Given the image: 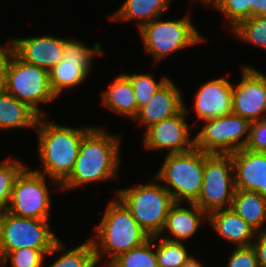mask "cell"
<instances>
[{"label":"cell","mask_w":266,"mask_h":267,"mask_svg":"<svg viewBox=\"0 0 266 267\" xmlns=\"http://www.w3.org/2000/svg\"><path fill=\"white\" fill-rule=\"evenodd\" d=\"M254 239L252 246L257 256L258 265L259 267H266V229L257 231Z\"/></svg>","instance_id":"obj_36"},{"label":"cell","mask_w":266,"mask_h":267,"mask_svg":"<svg viewBox=\"0 0 266 267\" xmlns=\"http://www.w3.org/2000/svg\"><path fill=\"white\" fill-rule=\"evenodd\" d=\"M234 37L266 50V17H250L231 29Z\"/></svg>","instance_id":"obj_28"},{"label":"cell","mask_w":266,"mask_h":267,"mask_svg":"<svg viewBox=\"0 0 266 267\" xmlns=\"http://www.w3.org/2000/svg\"><path fill=\"white\" fill-rule=\"evenodd\" d=\"M205 125L194 137V147L209 154H231L246 147L250 121L240 115L204 120Z\"/></svg>","instance_id":"obj_10"},{"label":"cell","mask_w":266,"mask_h":267,"mask_svg":"<svg viewBox=\"0 0 266 267\" xmlns=\"http://www.w3.org/2000/svg\"><path fill=\"white\" fill-rule=\"evenodd\" d=\"M95 228L96 237L89 239L94 246L97 264L102 262L103 256L109 255L101 266H107L118 255L141 246L151 238L116 196L107 203L104 215Z\"/></svg>","instance_id":"obj_3"},{"label":"cell","mask_w":266,"mask_h":267,"mask_svg":"<svg viewBox=\"0 0 266 267\" xmlns=\"http://www.w3.org/2000/svg\"><path fill=\"white\" fill-rule=\"evenodd\" d=\"M207 222L221 238L236 247L251 246L257 232L231 208L209 213Z\"/></svg>","instance_id":"obj_20"},{"label":"cell","mask_w":266,"mask_h":267,"mask_svg":"<svg viewBox=\"0 0 266 267\" xmlns=\"http://www.w3.org/2000/svg\"><path fill=\"white\" fill-rule=\"evenodd\" d=\"M144 50L160 62L176 51L202 43L204 38L192 23L190 14L177 20H161V17L145 24L139 31Z\"/></svg>","instance_id":"obj_6"},{"label":"cell","mask_w":266,"mask_h":267,"mask_svg":"<svg viewBox=\"0 0 266 267\" xmlns=\"http://www.w3.org/2000/svg\"><path fill=\"white\" fill-rule=\"evenodd\" d=\"M8 43L21 60L47 71L62 60L64 38L48 34L29 38H10Z\"/></svg>","instance_id":"obj_15"},{"label":"cell","mask_w":266,"mask_h":267,"mask_svg":"<svg viewBox=\"0 0 266 267\" xmlns=\"http://www.w3.org/2000/svg\"><path fill=\"white\" fill-rule=\"evenodd\" d=\"M101 100L104 107L123 117L133 120L138 114L134 90L126 74L116 76L111 85L102 92Z\"/></svg>","instance_id":"obj_21"},{"label":"cell","mask_w":266,"mask_h":267,"mask_svg":"<svg viewBox=\"0 0 266 267\" xmlns=\"http://www.w3.org/2000/svg\"><path fill=\"white\" fill-rule=\"evenodd\" d=\"M235 190L231 155L205 153L202 189L194 203L207 215L228 209L232 206Z\"/></svg>","instance_id":"obj_9"},{"label":"cell","mask_w":266,"mask_h":267,"mask_svg":"<svg viewBox=\"0 0 266 267\" xmlns=\"http://www.w3.org/2000/svg\"><path fill=\"white\" fill-rule=\"evenodd\" d=\"M227 267H259L253 246L236 247L228 257Z\"/></svg>","instance_id":"obj_33"},{"label":"cell","mask_w":266,"mask_h":267,"mask_svg":"<svg viewBox=\"0 0 266 267\" xmlns=\"http://www.w3.org/2000/svg\"><path fill=\"white\" fill-rule=\"evenodd\" d=\"M7 210L0 208V231L2 227V221Z\"/></svg>","instance_id":"obj_40"},{"label":"cell","mask_w":266,"mask_h":267,"mask_svg":"<svg viewBox=\"0 0 266 267\" xmlns=\"http://www.w3.org/2000/svg\"><path fill=\"white\" fill-rule=\"evenodd\" d=\"M170 78L160 87L150 101L142 106L137 116L138 121L145 129L150 125L170 118L184 108V99L179 87Z\"/></svg>","instance_id":"obj_18"},{"label":"cell","mask_w":266,"mask_h":267,"mask_svg":"<svg viewBox=\"0 0 266 267\" xmlns=\"http://www.w3.org/2000/svg\"><path fill=\"white\" fill-rule=\"evenodd\" d=\"M231 209L254 230L266 229V200L259 193L235 190Z\"/></svg>","instance_id":"obj_24"},{"label":"cell","mask_w":266,"mask_h":267,"mask_svg":"<svg viewBox=\"0 0 266 267\" xmlns=\"http://www.w3.org/2000/svg\"><path fill=\"white\" fill-rule=\"evenodd\" d=\"M245 148L266 153V119L250 123L249 139Z\"/></svg>","instance_id":"obj_34"},{"label":"cell","mask_w":266,"mask_h":267,"mask_svg":"<svg viewBox=\"0 0 266 267\" xmlns=\"http://www.w3.org/2000/svg\"><path fill=\"white\" fill-rule=\"evenodd\" d=\"M266 17V0H256V17Z\"/></svg>","instance_id":"obj_37"},{"label":"cell","mask_w":266,"mask_h":267,"mask_svg":"<svg viewBox=\"0 0 266 267\" xmlns=\"http://www.w3.org/2000/svg\"><path fill=\"white\" fill-rule=\"evenodd\" d=\"M48 220L19 217L6 211L0 231V261L21 248L51 250L59 238Z\"/></svg>","instance_id":"obj_11"},{"label":"cell","mask_w":266,"mask_h":267,"mask_svg":"<svg viewBox=\"0 0 266 267\" xmlns=\"http://www.w3.org/2000/svg\"><path fill=\"white\" fill-rule=\"evenodd\" d=\"M201 261L191 256L182 267H204Z\"/></svg>","instance_id":"obj_38"},{"label":"cell","mask_w":266,"mask_h":267,"mask_svg":"<svg viewBox=\"0 0 266 267\" xmlns=\"http://www.w3.org/2000/svg\"><path fill=\"white\" fill-rule=\"evenodd\" d=\"M41 116L28 104L19 101L7 91L0 93V130L13 128L36 129Z\"/></svg>","instance_id":"obj_22"},{"label":"cell","mask_w":266,"mask_h":267,"mask_svg":"<svg viewBox=\"0 0 266 267\" xmlns=\"http://www.w3.org/2000/svg\"><path fill=\"white\" fill-rule=\"evenodd\" d=\"M65 246L60 239L54 244L46 256L53 255V253H61L49 267H96L98 265L95 258L94 246L90 239L70 250L67 249L66 252Z\"/></svg>","instance_id":"obj_25"},{"label":"cell","mask_w":266,"mask_h":267,"mask_svg":"<svg viewBox=\"0 0 266 267\" xmlns=\"http://www.w3.org/2000/svg\"><path fill=\"white\" fill-rule=\"evenodd\" d=\"M187 105L176 115L154 123L144 129L143 145L145 149L156 151L168 150L167 154L183 153L194 148V136L190 137L186 122ZM191 139V140H190Z\"/></svg>","instance_id":"obj_13"},{"label":"cell","mask_w":266,"mask_h":267,"mask_svg":"<svg viewBox=\"0 0 266 267\" xmlns=\"http://www.w3.org/2000/svg\"><path fill=\"white\" fill-rule=\"evenodd\" d=\"M107 267H158L155 255V236L141 246L118 255Z\"/></svg>","instance_id":"obj_26"},{"label":"cell","mask_w":266,"mask_h":267,"mask_svg":"<svg viewBox=\"0 0 266 267\" xmlns=\"http://www.w3.org/2000/svg\"><path fill=\"white\" fill-rule=\"evenodd\" d=\"M120 138L118 134L112 135L93 126L83 136L73 170L60 184L61 190L116 178L121 164Z\"/></svg>","instance_id":"obj_1"},{"label":"cell","mask_w":266,"mask_h":267,"mask_svg":"<svg viewBox=\"0 0 266 267\" xmlns=\"http://www.w3.org/2000/svg\"><path fill=\"white\" fill-rule=\"evenodd\" d=\"M154 177L171 194L174 202L194 203L202 189L205 152L195 147L187 152L166 154Z\"/></svg>","instance_id":"obj_5"},{"label":"cell","mask_w":266,"mask_h":267,"mask_svg":"<svg viewBox=\"0 0 266 267\" xmlns=\"http://www.w3.org/2000/svg\"><path fill=\"white\" fill-rule=\"evenodd\" d=\"M172 0H125L117 11L109 16L111 21H138L140 30L145 24L161 17L169 9Z\"/></svg>","instance_id":"obj_23"},{"label":"cell","mask_w":266,"mask_h":267,"mask_svg":"<svg viewBox=\"0 0 266 267\" xmlns=\"http://www.w3.org/2000/svg\"><path fill=\"white\" fill-rule=\"evenodd\" d=\"M126 75L131 81L138 111L142 106H144L150 101V99L155 95L157 90L162 87L169 79L167 76H163L160 78L159 81H156L154 80L155 78H153V76L149 73H135L131 75L126 73Z\"/></svg>","instance_id":"obj_30"},{"label":"cell","mask_w":266,"mask_h":267,"mask_svg":"<svg viewBox=\"0 0 266 267\" xmlns=\"http://www.w3.org/2000/svg\"><path fill=\"white\" fill-rule=\"evenodd\" d=\"M100 42L88 47L80 40L64 38L62 60L49 70V82L52 92L58 97L63 90L80 85L90 74L95 56H102ZM88 75V76H87Z\"/></svg>","instance_id":"obj_12"},{"label":"cell","mask_w":266,"mask_h":267,"mask_svg":"<svg viewBox=\"0 0 266 267\" xmlns=\"http://www.w3.org/2000/svg\"><path fill=\"white\" fill-rule=\"evenodd\" d=\"M196 1V0H194ZM201 1L200 3H203L204 5H210L213 6V4L217 1V0H199Z\"/></svg>","instance_id":"obj_39"},{"label":"cell","mask_w":266,"mask_h":267,"mask_svg":"<svg viewBox=\"0 0 266 267\" xmlns=\"http://www.w3.org/2000/svg\"><path fill=\"white\" fill-rule=\"evenodd\" d=\"M47 178L26 165L14 181L7 211L19 217L49 220L52 201L48 187L52 184L60 190L61 186L53 179L48 184Z\"/></svg>","instance_id":"obj_7"},{"label":"cell","mask_w":266,"mask_h":267,"mask_svg":"<svg viewBox=\"0 0 266 267\" xmlns=\"http://www.w3.org/2000/svg\"><path fill=\"white\" fill-rule=\"evenodd\" d=\"M6 91L28 104L40 116H46V113L39 105L56 99L50 87L49 71L21 60L13 52L11 45Z\"/></svg>","instance_id":"obj_8"},{"label":"cell","mask_w":266,"mask_h":267,"mask_svg":"<svg viewBox=\"0 0 266 267\" xmlns=\"http://www.w3.org/2000/svg\"><path fill=\"white\" fill-rule=\"evenodd\" d=\"M230 155L235 189L257 192L266 200V153L243 148Z\"/></svg>","instance_id":"obj_16"},{"label":"cell","mask_w":266,"mask_h":267,"mask_svg":"<svg viewBox=\"0 0 266 267\" xmlns=\"http://www.w3.org/2000/svg\"><path fill=\"white\" fill-rule=\"evenodd\" d=\"M212 7L224 14L231 29L245 19L256 17V0H217Z\"/></svg>","instance_id":"obj_29"},{"label":"cell","mask_w":266,"mask_h":267,"mask_svg":"<svg viewBox=\"0 0 266 267\" xmlns=\"http://www.w3.org/2000/svg\"><path fill=\"white\" fill-rule=\"evenodd\" d=\"M194 108L198 120L232 113V83L225 77L205 82L196 92Z\"/></svg>","instance_id":"obj_17"},{"label":"cell","mask_w":266,"mask_h":267,"mask_svg":"<svg viewBox=\"0 0 266 267\" xmlns=\"http://www.w3.org/2000/svg\"><path fill=\"white\" fill-rule=\"evenodd\" d=\"M152 180L113 191L150 237L161 233L169 209L175 203L170 192L155 177Z\"/></svg>","instance_id":"obj_4"},{"label":"cell","mask_w":266,"mask_h":267,"mask_svg":"<svg viewBox=\"0 0 266 267\" xmlns=\"http://www.w3.org/2000/svg\"><path fill=\"white\" fill-rule=\"evenodd\" d=\"M155 236V255L158 267H182L191 257L183 242L170 241Z\"/></svg>","instance_id":"obj_27"},{"label":"cell","mask_w":266,"mask_h":267,"mask_svg":"<svg viewBox=\"0 0 266 267\" xmlns=\"http://www.w3.org/2000/svg\"><path fill=\"white\" fill-rule=\"evenodd\" d=\"M47 118L41 116L34 130L39 135L37 150L42 165L35 171L61 184L71 174L82 138L92 126H63Z\"/></svg>","instance_id":"obj_2"},{"label":"cell","mask_w":266,"mask_h":267,"mask_svg":"<svg viewBox=\"0 0 266 267\" xmlns=\"http://www.w3.org/2000/svg\"><path fill=\"white\" fill-rule=\"evenodd\" d=\"M25 166L20 160L11 157L0 163V208L7 210L14 181Z\"/></svg>","instance_id":"obj_31"},{"label":"cell","mask_w":266,"mask_h":267,"mask_svg":"<svg viewBox=\"0 0 266 267\" xmlns=\"http://www.w3.org/2000/svg\"><path fill=\"white\" fill-rule=\"evenodd\" d=\"M241 81L232 84V113L250 122L266 119V74L244 65Z\"/></svg>","instance_id":"obj_14"},{"label":"cell","mask_w":266,"mask_h":267,"mask_svg":"<svg viewBox=\"0 0 266 267\" xmlns=\"http://www.w3.org/2000/svg\"><path fill=\"white\" fill-rule=\"evenodd\" d=\"M182 202H175L169 209L164 227L159 234L164 239L170 241L184 242L197 233L201 228L203 220H208V215L202 211L195 203H187V207H183ZM167 232V233H165ZM172 237V238H171Z\"/></svg>","instance_id":"obj_19"},{"label":"cell","mask_w":266,"mask_h":267,"mask_svg":"<svg viewBox=\"0 0 266 267\" xmlns=\"http://www.w3.org/2000/svg\"><path fill=\"white\" fill-rule=\"evenodd\" d=\"M51 250H38L32 248H21L10 251L1 261L0 267H42L44 258ZM9 262V264H8Z\"/></svg>","instance_id":"obj_32"},{"label":"cell","mask_w":266,"mask_h":267,"mask_svg":"<svg viewBox=\"0 0 266 267\" xmlns=\"http://www.w3.org/2000/svg\"><path fill=\"white\" fill-rule=\"evenodd\" d=\"M10 63V44L3 45L0 49V93L6 91L7 71Z\"/></svg>","instance_id":"obj_35"}]
</instances>
